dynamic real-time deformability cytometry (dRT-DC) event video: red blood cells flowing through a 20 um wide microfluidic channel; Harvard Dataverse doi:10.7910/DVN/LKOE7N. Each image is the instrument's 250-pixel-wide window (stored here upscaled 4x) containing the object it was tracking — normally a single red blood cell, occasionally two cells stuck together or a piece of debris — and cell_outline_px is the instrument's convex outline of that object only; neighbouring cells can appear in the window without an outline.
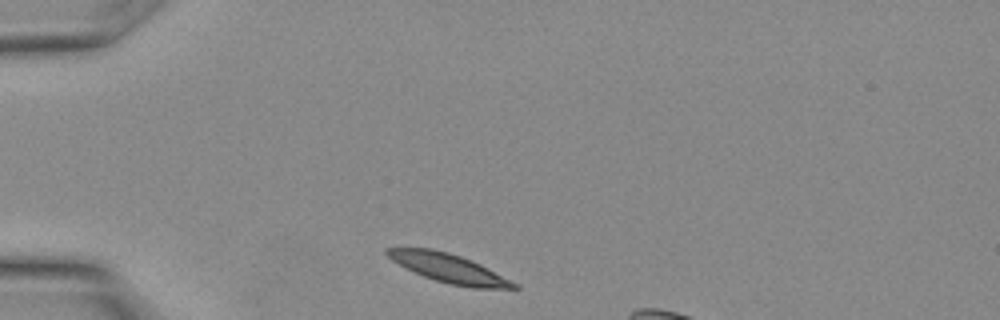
{"species": "Egyptian fruit bat (a non-hibernating species)", "species_latin": "Rousettus aegyptiacus", "temperature_condition": "warm", "stored_images_in_passage": 5, "camera_frame_rate_fps": 3000, "um_per_image_px": 0.085, "animal": {"sex": "female"}, "frame": {"image": 1, "passage_image": 1, "time_ms": 0.0, "image_size_px": [1000, 320], "cell_outline_px": [[520, 288], [472, 288], [448, 284], [424, 276], [392, 260], [384, 252], [384, 248], [432, 248], [448, 252], [460, 256], [480, 264], [516, 284]], "centroid_in_image_um": [38.11, 22.79], "position_along_channel_um": 46.9, "area_um2": 20.75}}
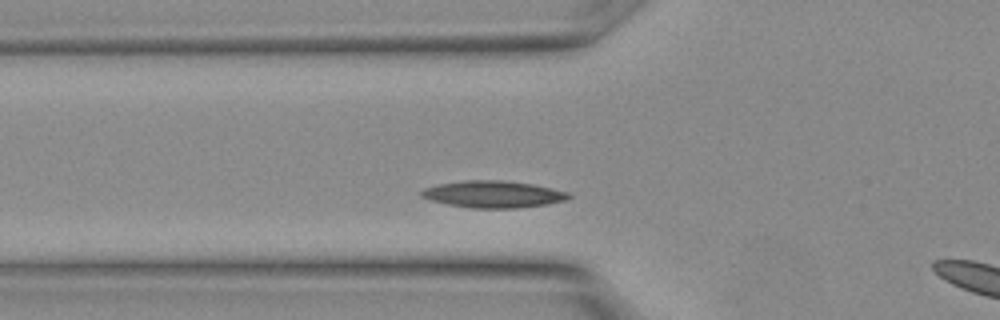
{"frame": {"image": 2, "passage_image": 4, "time_ms": 1.0, "image_size_px": [1000, 320], "cell_outline_px": [[572, 196], [568, 200], [548, 204], [516, 208], [468, 208], [428, 200], [420, 196], [420, 192], [424, 188], [440, 184], [464, 180], [504, 180], [532, 184], [552, 188], [568, 192]], "centroid_in_image_um": [41.93, 16.51], "position_along_channel_um": 83.9, "area_um2": 23.24}}